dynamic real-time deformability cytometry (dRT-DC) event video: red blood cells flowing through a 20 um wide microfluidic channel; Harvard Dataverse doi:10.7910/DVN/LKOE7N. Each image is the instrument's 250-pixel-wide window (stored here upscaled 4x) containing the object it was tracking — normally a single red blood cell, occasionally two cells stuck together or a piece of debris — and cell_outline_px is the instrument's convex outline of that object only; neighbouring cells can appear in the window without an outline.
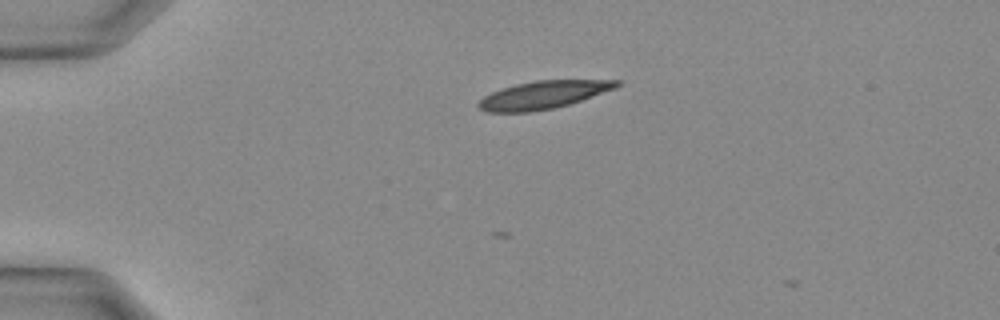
{"species": "Egyptian fruit bat (a non-hibernating species)", "species_latin": "Rousettus aegyptiacus", "temperature_condition": "warm", "stored_images_in_passage": 3, "camera_frame_rate_fps": 3000, "um_per_image_px": 0.085, "animal": {"sex": "female"}, "frame": {"image": 1, "passage_image": 2, "time_ms": 0.333, "image_size_px": [1000, 320], "cell_outline_px": [[620, 84], [616, 88], [568, 104], [552, 108], [528, 112], [484, 112], [476, 104], [484, 96], [492, 92], [516, 84], [536, 80], [620, 80]], "centroid_in_image_um": [46.15, 8.06], "position_along_channel_um": 38.9, "area_um2": 22.08}}